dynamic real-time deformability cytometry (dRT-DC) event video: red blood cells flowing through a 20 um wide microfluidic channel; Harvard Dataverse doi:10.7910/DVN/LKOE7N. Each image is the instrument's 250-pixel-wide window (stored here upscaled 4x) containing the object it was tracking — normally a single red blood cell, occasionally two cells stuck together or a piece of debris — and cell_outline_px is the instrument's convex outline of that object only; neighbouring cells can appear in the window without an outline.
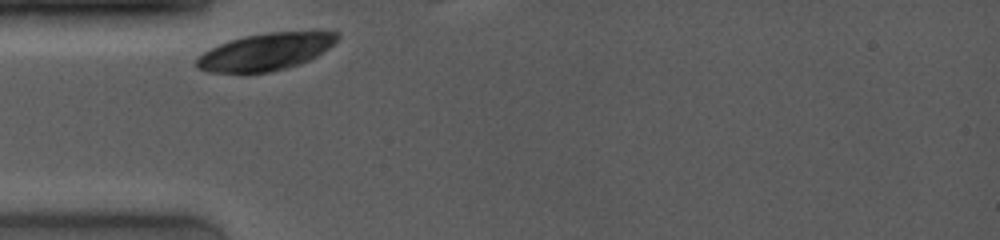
{"species": "common noctule bat (a hibernating species)", "species_latin": "Nyctalus noctula", "temperature_condition": "room temperature", "stored_images_in_passage": 8, "camera_frame_rate_fps": 4000, "um_per_image_px": 0.085, "animal": {"sex": "female", "body_mass_g": 19.0, "forearm_length_mm": 53.3}, "frame": {"image": 1, "passage_image": 1, "time_ms": 0.0, "image_size_px": [1000, 240], "cell_outline_px": [[340, 36], [328, 48], [316, 56], [300, 64], [268, 72], [208, 72], [196, 68], [196, 60], [204, 52], [220, 44], [244, 36], [268, 32], [340, 32]], "centroid_in_image_um": [22.57, 4.4], "position_along_channel_um": 62.4, "area_um2": 29.82}}